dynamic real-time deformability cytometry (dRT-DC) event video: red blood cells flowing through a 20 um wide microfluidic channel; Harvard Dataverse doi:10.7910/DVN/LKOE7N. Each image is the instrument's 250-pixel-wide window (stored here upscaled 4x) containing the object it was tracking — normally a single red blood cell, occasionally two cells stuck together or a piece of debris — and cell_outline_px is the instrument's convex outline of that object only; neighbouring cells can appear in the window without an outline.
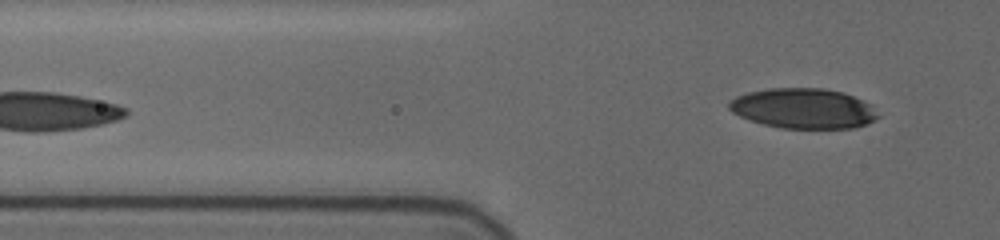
{"species": "human", "species_latin": "Homo sapiens", "temperature_condition": "cold", "stored_images_in_passage": 6, "segment_of_instrument_passage": [2, 2], "camera_frame_rate_fps": 3000, "um_per_image_px": 0.085, "donor": {"sex": "female"}, "frame": {"image": 1, "passage_image": 6, "time_ms": 6.333, "image_size_px": [1000, 240], "cell_outline_px": [[880, 116], [864, 124], [852, 128], [780, 128], [764, 124], [740, 116], [732, 112], [728, 108], [728, 104], [736, 96], [748, 92], [768, 88], [824, 88], [844, 92], [864, 100], [872, 104]], "centroid_in_image_um": [68.31, 9.2], "position_along_channel_um": 57.5, "area_um2": 34.85}}